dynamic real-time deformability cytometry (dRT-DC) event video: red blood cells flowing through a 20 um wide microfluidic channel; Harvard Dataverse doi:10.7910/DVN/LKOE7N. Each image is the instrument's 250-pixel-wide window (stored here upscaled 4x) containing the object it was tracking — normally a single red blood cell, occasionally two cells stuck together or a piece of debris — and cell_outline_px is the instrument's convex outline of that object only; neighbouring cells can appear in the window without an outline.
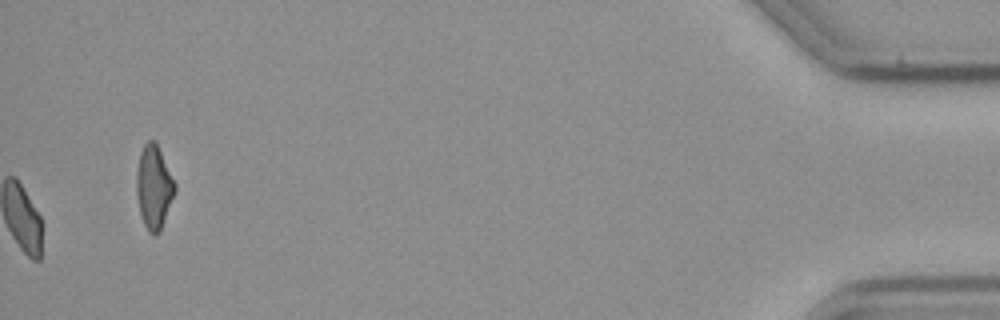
{"species": "common noctule bat (a hibernating species)", "species_latin": "Nyctalus noctula", "temperature_condition": "cold", "stored_images_in_passage": 41, "camera_frame_rate_fps": 3000, "um_per_image_px": 0.085, "animal": {"sex": "male", "body_mass_g": 23.1, "forearm_length_mm": 52.7}, "frame": {"image": 1, "passage_image": 41, "time_ms": 13.333, "image_size_px": [1000, 320], "cell_outline_px": [[176, 192], [160, 232], [156, 236], [152, 236], [148, 232], [144, 224], [140, 212], [136, 196], [136, 172], [140, 152], [144, 144], [148, 140], [152, 140], [156, 144], [176, 184]], "centroid_in_image_um": [13.07, 15.96], "position_along_channel_um": 422.1, "area_um2": 18.73}, "authors_computed_cell_mechanics": {"area_um2": 17.8024, "velocity_mm_per_s": 3.5868, "shape_relaxation_time_tau1_ms": null, "shape_relaxation_time_tau2_ms": 6.3387, "deformation_change_tau1": null, "deformation_change_tau2": 0.0828}}